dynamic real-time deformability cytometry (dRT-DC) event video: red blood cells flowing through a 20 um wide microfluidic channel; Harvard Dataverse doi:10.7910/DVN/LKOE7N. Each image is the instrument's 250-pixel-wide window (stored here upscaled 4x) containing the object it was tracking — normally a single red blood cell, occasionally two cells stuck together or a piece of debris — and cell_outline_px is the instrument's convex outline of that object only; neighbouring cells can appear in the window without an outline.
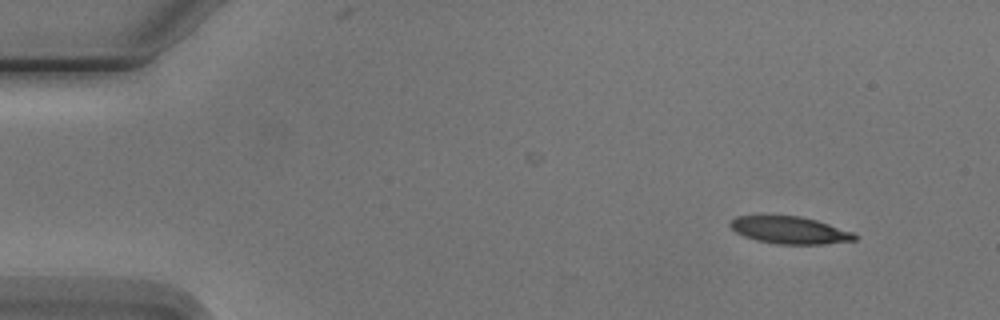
{"species": "Egyptian fruit bat (a non-hibernating species)", "species_latin": "Rousettus aegyptiacus", "temperature_condition": "cold", "stored_images_in_passage": 5, "camera_frame_rate_fps": 3000, "um_per_image_px": 0.085, "animal": {"sex": "male"}, "frame": {"image": 1, "passage_image": 1, "time_ms": 0.0, "image_size_px": [1000, 320], "cell_outline_px": [[856, 240], [824, 244], [776, 244], [756, 240], [744, 236], [736, 232], [728, 224], [736, 216], [800, 216], [816, 220], [852, 232], [856, 236]], "centroid_in_image_um": [67.11, 19.57], "position_along_channel_um": 17.9, "area_um2": 19.54}}
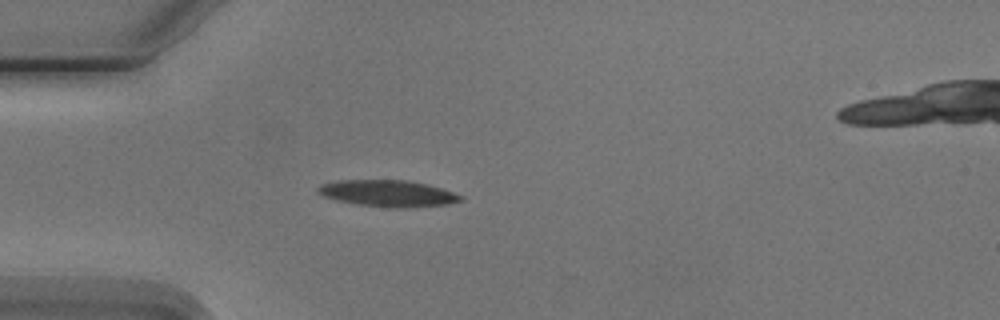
{"frame": {"image": 2, "passage_image": 4, "time_ms": 3.333, "image_size_px": [1000, 320], "cell_outline_px": [[464, 200], [448, 204], [408, 208], [396, 208], [356, 204], [336, 200], [320, 196], [316, 192], [316, 188], [320, 184], [336, 180], [408, 180], [428, 184], [464, 196]], "centroid_in_image_um": [32.94, 16.44], "position_along_channel_um": 52.1, "area_um2": 22.37}}